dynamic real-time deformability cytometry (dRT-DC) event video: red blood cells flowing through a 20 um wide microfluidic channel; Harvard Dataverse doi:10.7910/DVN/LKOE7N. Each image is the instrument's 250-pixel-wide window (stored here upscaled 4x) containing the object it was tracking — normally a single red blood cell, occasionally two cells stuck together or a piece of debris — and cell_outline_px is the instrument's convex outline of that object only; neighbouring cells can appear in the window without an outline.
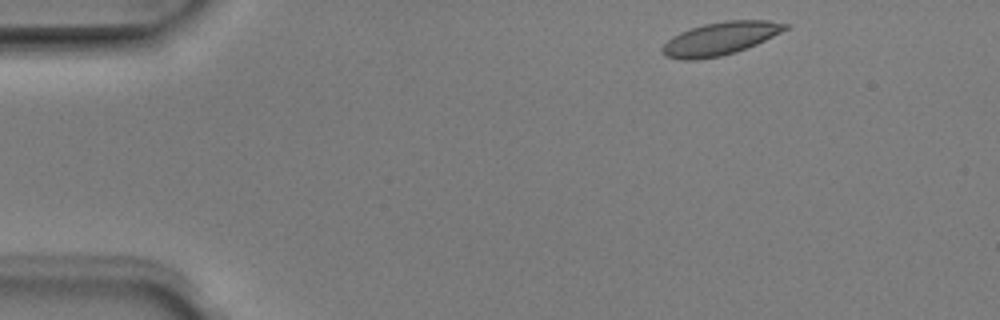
{"species": "Egyptian fruit bat (a non-hibernating species)", "species_latin": "Rousettus aegyptiacus", "temperature_condition": "room temperature", "stored_images_in_passage": 3, "camera_frame_rate_fps": 3000, "um_per_image_px": 0.085, "animal": {"sex": "male"}, "frame": {"image": 1, "passage_image": 1, "time_ms": 0.0, "image_size_px": [1000, 320], "cell_outline_px": [[788, 28], [756, 44], [736, 52], [720, 56], [696, 60], [680, 60], [664, 56], [660, 52], [660, 48], [672, 36], [680, 32], [704, 24], [728, 20], [768, 20], [788, 24]], "centroid_in_image_um": [61.15, 3.29], "position_along_channel_um": 23.8, "area_um2": 23.52}}